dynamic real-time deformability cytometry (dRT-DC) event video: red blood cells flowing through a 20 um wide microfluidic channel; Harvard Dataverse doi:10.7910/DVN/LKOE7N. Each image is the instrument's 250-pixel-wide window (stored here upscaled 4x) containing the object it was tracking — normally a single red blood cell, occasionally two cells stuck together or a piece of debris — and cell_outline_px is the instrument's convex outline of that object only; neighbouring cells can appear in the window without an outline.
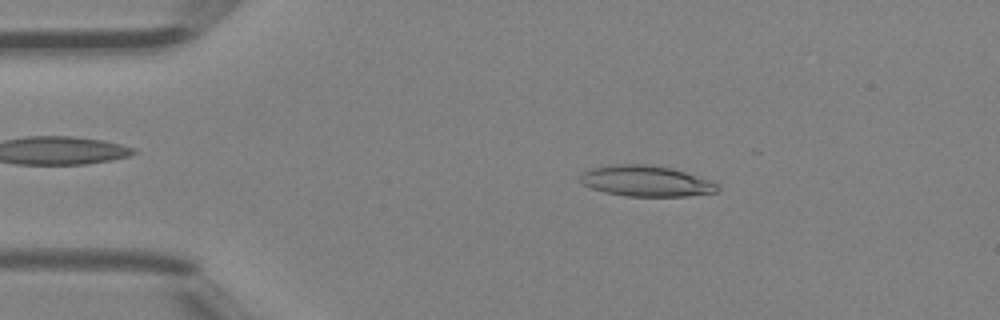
{"species": "Egyptian fruit bat (a non-hibernating species)", "species_latin": "Rousettus aegyptiacus", "temperature_condition": "room temperature", "stored_images_in_passage": 24, "camera_frame_rate_fps": 3000, "um_per_image_px": 0.085, "animal": {"sex": "female"}, "frame": {"image": 1, "passage_image": 8, "time_ms": 2.333, "image_size_px": [1000, 320], "cell_outline_px": [[720, 188], [716, 192], [688, 196], [628, 196], [604, 192], [592, 188], [584, 184], [580, 180], [580, 176], [584, 172], [592, 168], [612, 164], [648, 164], [672, 168], [712, 180]], "centroid_in_image_um": [54.94, 15.38], "position_along_channel_um": 30.1, "area_um2": 24.62}}
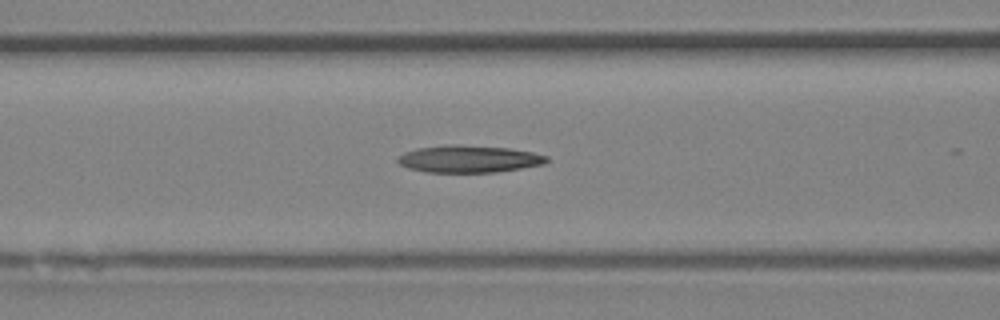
{"frame": {"image": 2, "passage_image": 18, "time_ms": 5.667, "image_size_px": [1000, 320], "cell_outline_px": [[548, 160], [544, 164], [496, 172], [424, 172], [408, 168], [400, 164], [396, 160], [404, 152], [416, 148], [444, 144], [460, 144], [508, 148], [532, 152], [548, 156]], "centroid_in_image_um": [39.82, 13.5], "position_along_channel_um": 126.8, "area_um2": 23.7}}
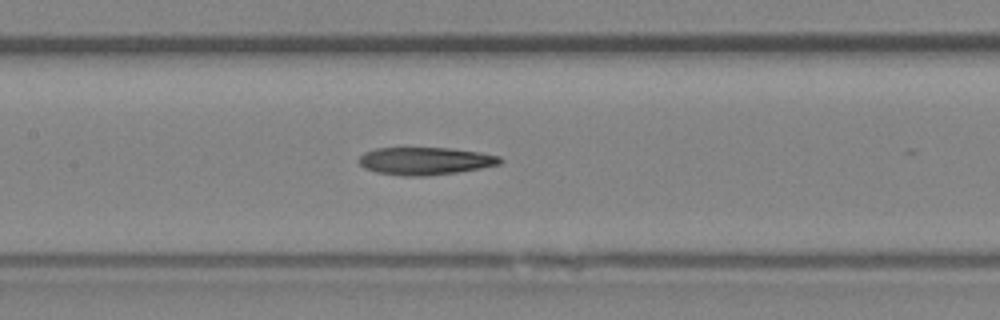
{"frame": {"image": 3, "passage_image": 21, "time_ms": 6.667, "image_size_px": [1000, 320], "cell_outline_px": [[504, 160], [500, 164], [480, 168], [456, 172], [424, 176], [404, 176], [376, 172], [364, 168], [356, 160], [364, 152], [376, 148], [452, 148], [480, 152], [500, 156]], "centroid_in_image_um": [36.13, 13.68], "position_along_channel_um": 171.3, "area_um2": 22.77}}